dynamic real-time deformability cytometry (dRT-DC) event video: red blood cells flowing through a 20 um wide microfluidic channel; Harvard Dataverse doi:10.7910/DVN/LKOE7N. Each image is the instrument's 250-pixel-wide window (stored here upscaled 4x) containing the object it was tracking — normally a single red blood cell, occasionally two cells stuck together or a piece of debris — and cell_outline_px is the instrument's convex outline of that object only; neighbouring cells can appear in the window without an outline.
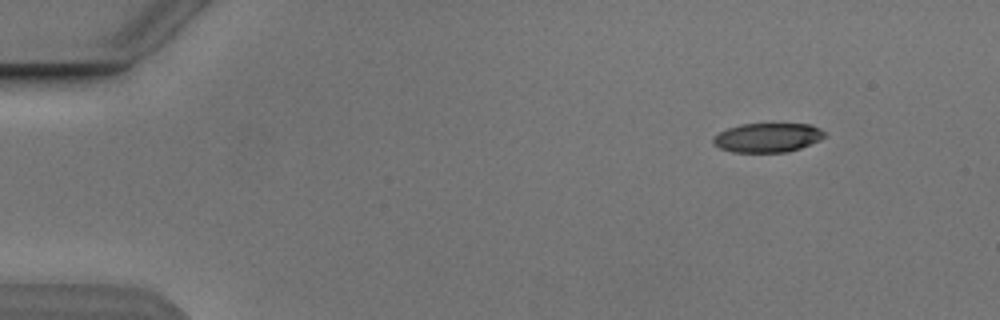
{"species": "Egyptian fruit bat (a non-hibernating species)", "species_latin": "Rousettus aegyptiacus", "temperature_condition": "cold", "stored_images_in_passage": 6, "camera_frame_rate_fps": 3000, "um_per_image_px": 0.085, "animal": {"sex": "male"}, "frame": {"image": 1, "passage_image": 1, "time_ms": 0.0, "image_size_px": [1000, 320], "cell_outline_px": [[824, 136], [820, 140], [800, 148], [784, 152], [736, 152], [720, 148], [712, 144], [712, 140], [720, 132], [728, 128], [740, 124], [812, 124], [820, 128], [824, 132]], "centroid_in_image_um": [65.25, 11.69], "position_along_channel_um": 19.8, "area_um2": 18.79}}
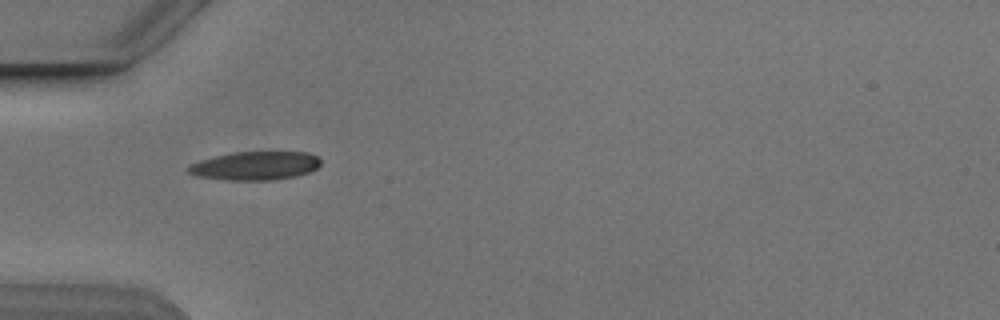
{"frame": {"image": 2, "passage_image": 4, "time_ms": 3.667, "image_size_px": [1000, 320], "cell_outline_px": [[320, 164], [316, 168], [308, 172], [296, 176], [268, 180], [228, 180], [196, 176], [188, 172], [184, 168], [200, 160], [216, 156], [236, 152], [308, 152], [316, 156], [320, 160]], "centroid_in_image_um": [21.67, 14.09], "position_along_channel_um": 63.3, "area_um2": 21.85}}
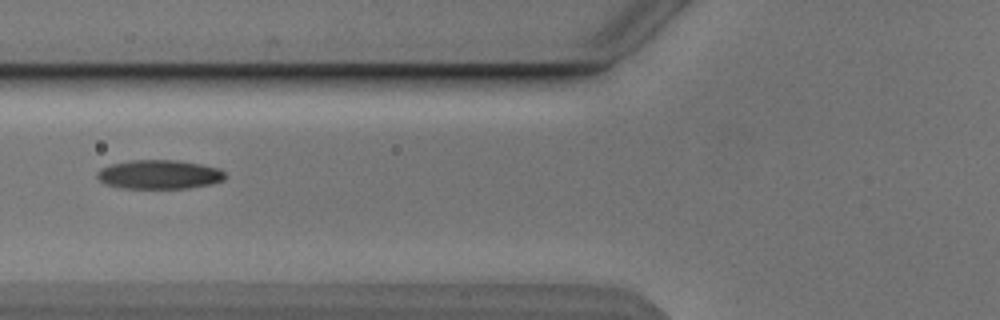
{"frame": {"image": 3, "passage_image": 5, "time_ms": 5.0, "image_size_px": [1000, 320], "cell_outline_px": [[228, 176], [224, 180], [208, 184], [188, 188], [124, 188], [104, 184], [96, 176], [96, 172], [100, 168], [108, 164], [128, 160], [176, 160], [200, 164], [220, 168]], "centroid_in_image_um": [13.51, 14.82], "position_along_channel_um": 112.3, "area_um2": 21.85}}